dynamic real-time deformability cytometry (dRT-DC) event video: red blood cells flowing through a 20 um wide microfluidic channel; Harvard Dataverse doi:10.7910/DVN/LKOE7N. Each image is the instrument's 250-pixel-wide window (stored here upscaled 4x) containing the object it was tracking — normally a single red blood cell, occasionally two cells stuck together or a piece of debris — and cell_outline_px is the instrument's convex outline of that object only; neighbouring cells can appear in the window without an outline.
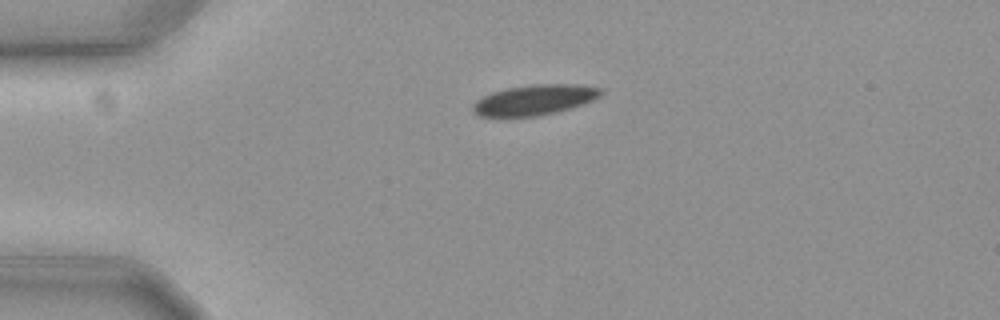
{"species": "common noctule bat (a hibernating species)", "species_latin": "Nyctalus noctula", "temperature_condition": "cold", "stored_images_in_passage": 45, "camera_frame_rate_fps": 3000, "um_per_image_px": 0.085, "animal": {"sex": "female", "body_mass_g": 19.3, "forearm_length_mm": 54.1}, "frame": {"image": 1, "passage_image": 1, "time_ms": 0.0, "image_size_px": [1000, 320], "cell_outline_px": [[604, 92], [600, 96], [592, 100], [568, 108], [536, 116], [480, 116], [472, 108], [472, 104], [476, 100], [492, 92], [504, 88], [532, 84], [576, 84], [604, 88]], "centroid_in_image_um": [45.44, 8.46], "position_along_channel_um": 39.6, "area_um2": 22.37}}
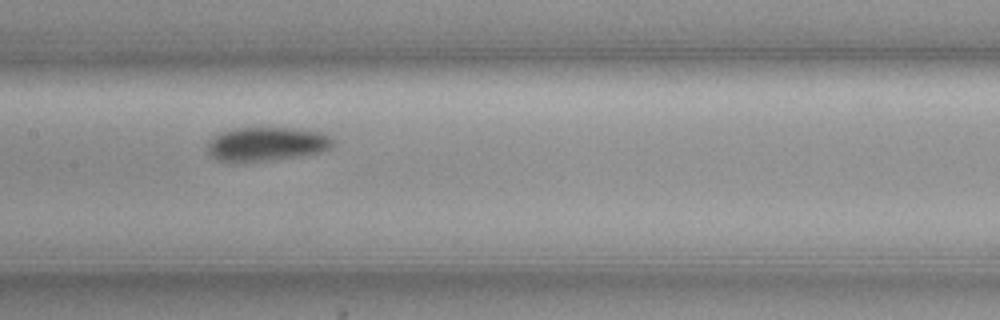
{"frame": {"image": 2, "passage_image": 16, "time_ms": 5.0, "image_size_px": [1000, 320], "cell_outline_px": [[332, 144], [328, 148], [320, 152], [296, 156], [268, 160], [220, 160], [212, 156], [208, 152], [208, 140], [220, 132], [236, 128], [292, 128], [320, 132], [332, 136]], "centroid_in_image_um": [22.66, 12.21], "position_along_channel_um": 184.7, "area_um2": 24.1}}
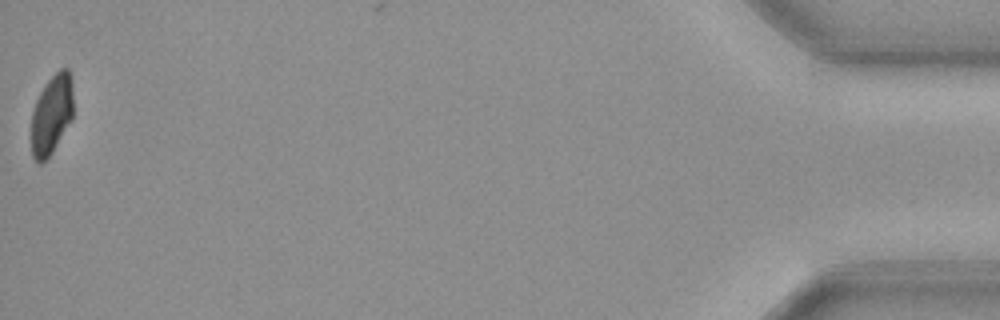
{"frame": {"image": 3, "passage_image": 45, "time_ms": 14.667, "image_size_px": [1000, 320], "cell_outline_px": [[72, 120], [52, 152], [40, 164], [32, 156], [32, 112], [36, 100], [44, 84], [60, 68], [68, 68], [72, 76]], "centroid_in_image_um": [4.4, 9.69], "position_along_channel_um": 430.8, "area_um2": 19.42}, "authors_computed_cell_mechanics": {"area_um2": 23.1778, "velocity_mm_per_s": 3.5849, "shape_relaxation_time_tau1_ms": 10.4652, "shape_relaxation_time_tau2_ms": null, "deformation_change_tau1": 0.124, "deformation_change_tau2": null}}